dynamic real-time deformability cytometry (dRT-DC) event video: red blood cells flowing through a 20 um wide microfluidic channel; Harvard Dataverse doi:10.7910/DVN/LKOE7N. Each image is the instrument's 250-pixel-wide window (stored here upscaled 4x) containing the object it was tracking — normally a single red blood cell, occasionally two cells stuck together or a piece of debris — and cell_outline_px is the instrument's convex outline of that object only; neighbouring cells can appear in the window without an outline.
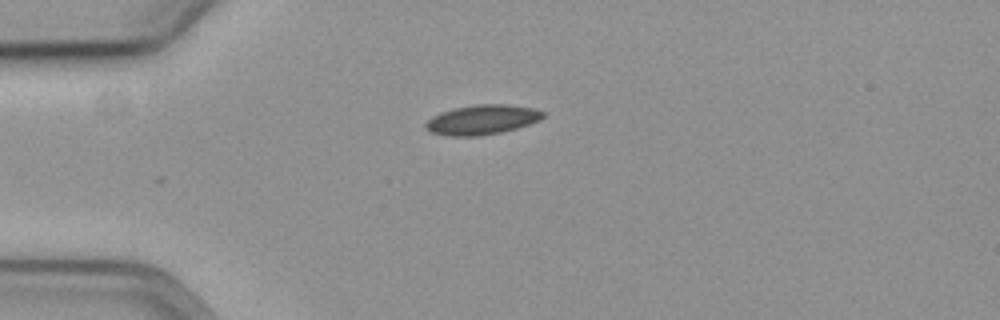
{"species": "common noctule bat (a hibernating species)", "species_latin": "Nyctalus noctula", "temperature_condition": "cold", "stored_images_in_passage": 44, "camera_frame_rate_fps": 3000, "um_per_image_px": 0.085, "animal": {"sex": "female", "body_mass_g": 19.3, "forearm_length_mm": 54.1}, "frame": {"image": 1, "passage_image": 1, "time_ms": 0.0, "image_size_px": [1000, 320], "cell_outline_px": [[548, 116], [540, 120], [516, 128], [500, 132], [480, 136], [444, 136], [432, 132], [424, 128], [424, 124], [432, 116], [440, 112], [452, 108], [476, 104], [508, 104], [532, 108], [548, 112]], "centroid_in_image_um": [40.99, 10.17], "position_along_channel_um": 44.0, "area_um2": 20.63}}
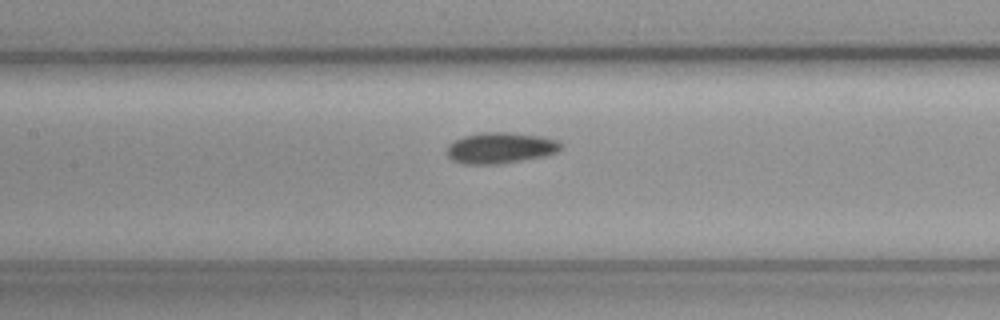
{"frame": {"image": 2, "passage_image": 13, "time_ms": 4.0, "image_size_px": [1000, 320], "cell_outline_px": [[564, 148], [560, 152], [544, 156], [500, 164], [464, 164], [452, 160], [448, 156], [448, 144], [464, 136], [484, 132], [508, 132], [544, 136], [560, 140], [564, 144]], "centroid_in_image_um": [42.63, 12.57], "position_along_channel_um": 164.8, "area_um2": 20.92}}
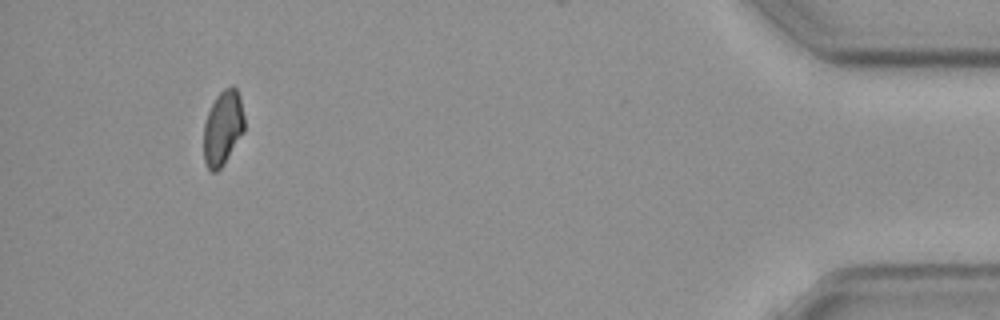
{"frame": {"image": 3, "passage_image": 40, "time_ms": 13.0, "image_size_px": [1000, 320], "cell_outline_px": [[244, 132], [224, 164], [216, 172], [212, 172], [208, 168], [204, 160], [204, 124], [208, 112], [216, 96], [224, 88], [232, 84], [236, 88], [240, 96], [244, 116]], "centroid_in_image_um": [18.95, 10.85], "position_along_channel_um": 416.2, "area_um2": 17.8}}